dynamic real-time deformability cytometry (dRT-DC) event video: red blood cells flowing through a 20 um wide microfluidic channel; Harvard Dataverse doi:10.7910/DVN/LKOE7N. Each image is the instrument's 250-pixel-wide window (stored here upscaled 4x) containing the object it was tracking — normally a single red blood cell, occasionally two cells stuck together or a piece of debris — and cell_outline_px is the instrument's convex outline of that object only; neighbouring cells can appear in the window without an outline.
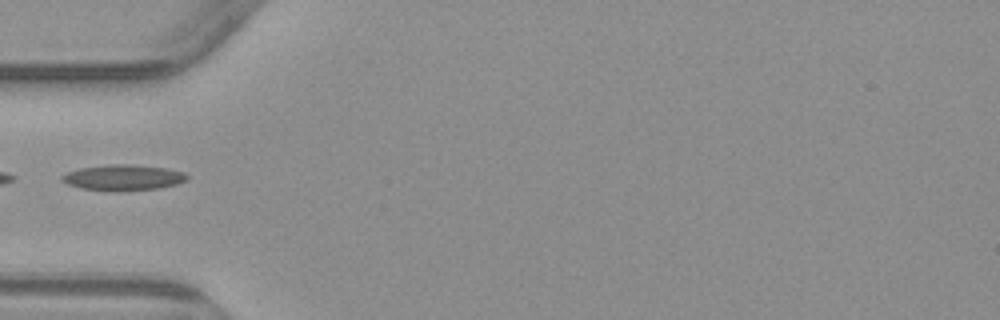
{"species": "common noctule bat (a hibernating species)", "species_latin": "Nyctalus noctula", "temperature_condition": "warm", "stored_images_in_passage": 6, "camera_frame_rate_fps": 3000, "um_per_image_px": 0.085, "animal": {"sex": "male", "body_mass_g": 23.1, "forearm_length_mm": 52.7}, "frame": {"image": 1, "passage_image": 5, "time_ms": 4.667, "image_size_px": [1000, 320], "cell_outline_px": [[188, 180], [176, 184], [160, 188], [80, 188], [68, 184], [60, 180], [60, 176], [68, 172], [80, 168], [112, 164], [132, 164], [164, 168], [184, 172], [188, 176]], "centroid_in_image_um": [10.49, 15.04], "position_along_channel_um": 74.5, "area_um2": 17.74}}
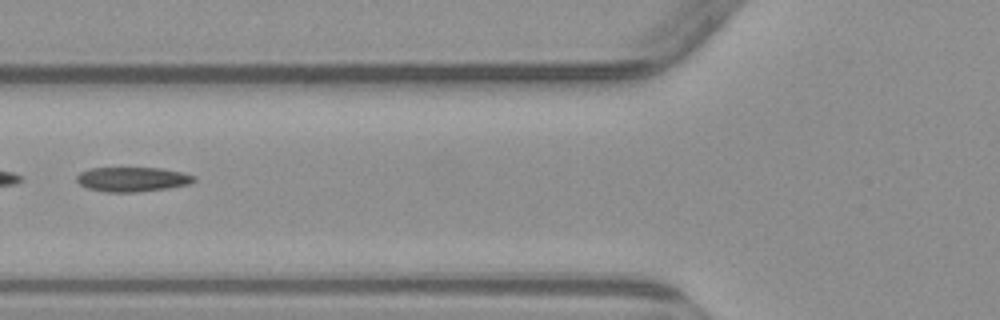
{"frame": {"image": 2, "passage_image": 6, "time_ms": 5.667, "image_size_px": [1000, 320], "cell_outline_px": [[196, 180], [192, 184], [168, 188], [136, 192], [104, 192], [88, 188], [80, 184], [76, 180], [76, 176], [80, 172], [92, 168], [160, 168], [184, 172], [196, 176]], "centroid_in_image_um": [11.3, 15.24], "position_along_channel_um": 114.5, "area_um2": 16.94}}